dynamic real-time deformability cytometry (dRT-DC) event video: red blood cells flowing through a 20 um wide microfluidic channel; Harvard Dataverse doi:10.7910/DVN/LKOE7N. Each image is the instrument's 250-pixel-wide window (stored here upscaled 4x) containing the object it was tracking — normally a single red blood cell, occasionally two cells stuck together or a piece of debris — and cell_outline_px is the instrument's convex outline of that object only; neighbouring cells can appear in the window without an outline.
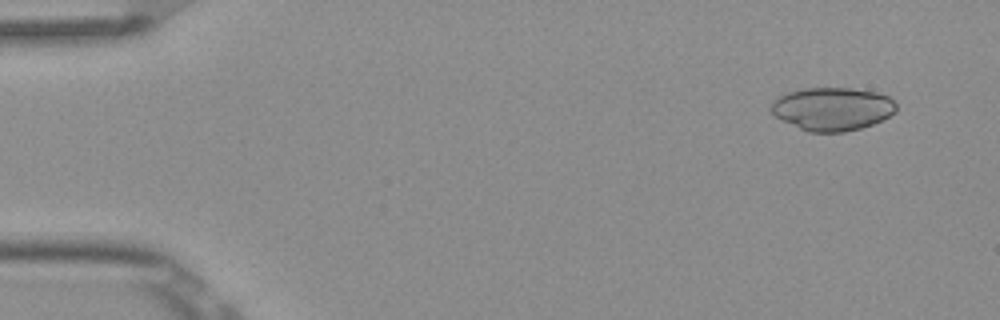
{"species": "Egyptian fruit bat (a non-hibernating species)", "species_latin": "Rousettus aegyptiacus", "temperature_condition": "room temperature", "stored_images_in_passage": 4, "camera_frame_rate_fps": 3000, "um_per_image_px": 0.085, "frame": {"image": 1, "passage_image": 1, "time_ms": 0.0, "image_size_px": [1000, 320], "cell_outline_px": [[896, 112], [872, 124], [860, 128], [844, 132], [808, 132], [776, 116], [772, 112], [772, 100], [788, 92], [804, 88], [852, 88], [876, 92], [888, 96], [896, 104]], "centroid_in_image_um": [70.77, 9.24], "position_along_channel_um": 14.2, "area_um2": 31.15}}
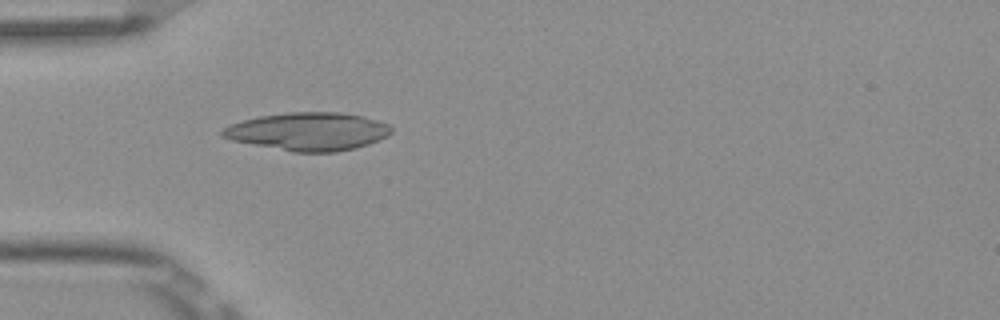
{"frame": {"image": 2, "passage_image": 4, "time_ms": 1.0, "image_size_px": [1000, 320], "cell_outline_px": [[392, 132], [388, 136], [368, 144], [356, 148], [336, 152], [292, 152], [232, 140], [220, 136], [220, 132], [224, 128], [232, 124], [244, 120], [260, 116], [288, 112], [340, 112], [364, 116], [388, 124], [392, 128]], "centroid_in_image_um": [26.22, 11.18], "position_along_channel_um": 58.8, "area_um2": 37.4}}